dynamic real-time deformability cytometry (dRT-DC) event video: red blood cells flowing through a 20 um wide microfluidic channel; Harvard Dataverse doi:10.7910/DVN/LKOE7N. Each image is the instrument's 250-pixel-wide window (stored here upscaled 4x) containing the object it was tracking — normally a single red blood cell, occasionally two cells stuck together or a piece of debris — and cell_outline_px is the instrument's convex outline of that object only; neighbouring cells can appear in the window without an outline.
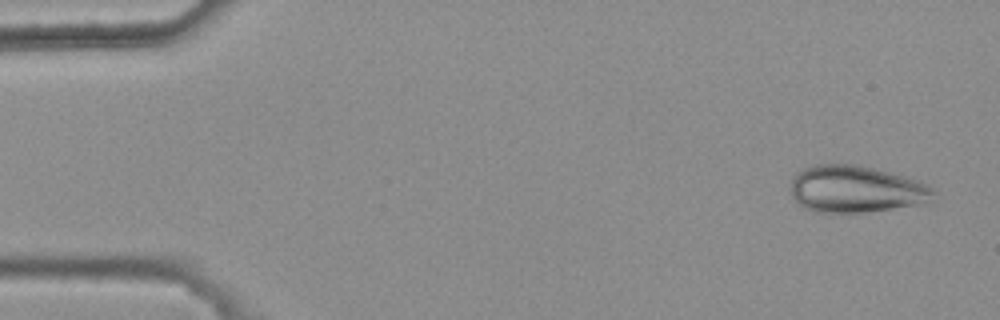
{"species": "common noctule bat (a hibernating species)", "species_latin": "Nyctalus noctula", "temperature_condition": "warm", "stored_images_in_passage": 4, "camera_frame_rate_fps": 3000, "um_per_image_px": 0.085, "animal": {"sex": "female", "body_mass_g": 25.1}, "frame": {"image": 1, "passage_image": 1, "time_ms": 0.0, "image_size_px": [1000, 320], "cell_outline_px": [[936, 192], [928, 204], [860, 212], [816, 212], [804, 208], [792, 196], [788, 188], [792, 176], [796, 172], [804, 168], [816, 164], [856, 164], [888, 172], [916, 180], [932, 188]], "centroid_in_image_um": [72.71, 16.08], "position_along_channel_um": 12.3, "area_um2": 39.19}}